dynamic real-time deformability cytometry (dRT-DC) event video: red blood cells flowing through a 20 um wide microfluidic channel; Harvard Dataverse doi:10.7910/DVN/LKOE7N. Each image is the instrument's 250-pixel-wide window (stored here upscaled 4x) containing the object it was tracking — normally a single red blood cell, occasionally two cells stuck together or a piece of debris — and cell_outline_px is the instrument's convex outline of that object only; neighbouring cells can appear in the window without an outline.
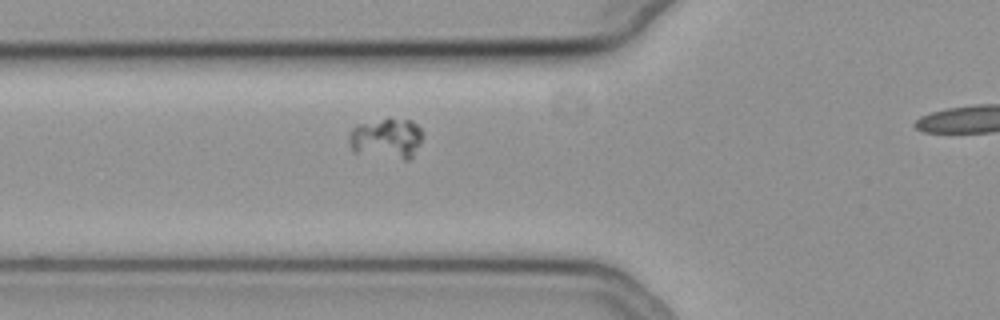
{"species": "common noctule bat (a hibernating species)", "species_latin": "Nyctalus noctula", "temperature_condition": "cold", "stored_images_in_passage": 34, "camera_frame_rate_fps": 3000, "um_per_image_px": 0.085, "animal": {"sex": "female", "body_mass_g": 19.3, "forearm_length_mm": 54.1}, "frame": {"image": 1, "passage_image": 6, "time_ms": 1.667, "image_size_px": [1000, 320], "cell_outline_px": [[424, 132], [420, 144], [412, 156], [408, 160], [404, 160], [352, 152], [348, 140], [348, 132], [356, 124], [384, 120], [412, 120]], "centroid_in_image_um": [32.83, 11.79], "position_along_channel_um": 93.0, "area_um2": 17.4}}
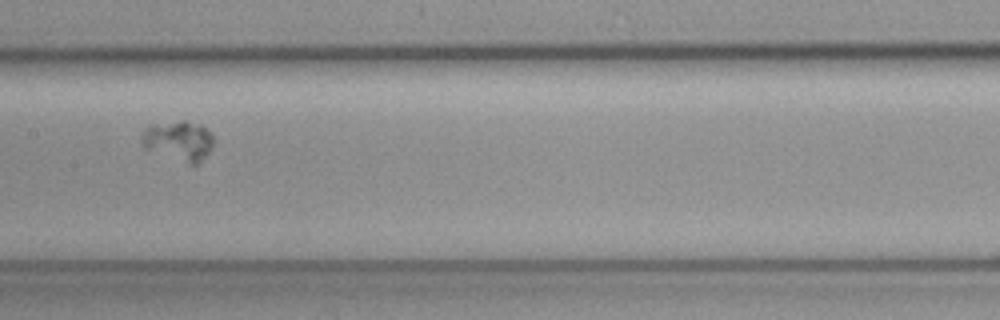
{"frame": {"image": 2, "passage_image": 14, "time_ms": 4.333, "image_size_px": [1000, 320], "cell_outline_px": [[212, 148], [196, 164], [188, 164], [144, 148], [140, 136], [144, 128], [148, 124], [180, 120], [184, 120], [200, 124], [208, 128], [212, 136]], "centroid_in_image_um": [15.14, 11.92], "position_along_channel_um": 192.3, "area_um2": 16.88}}
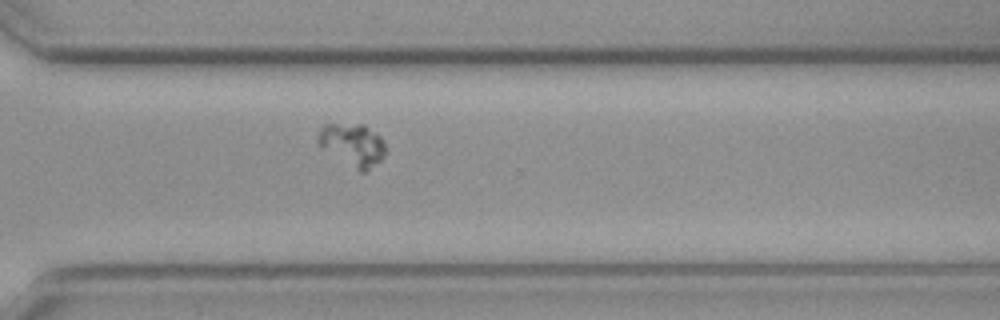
{"frame": {"image": 3, "passage_image": 26, "time_ms": 8.333, "image_size_px": [1000, 320], "cell_outline_px": [[384, 156], [380, 160], [364, 172], [360, 172], [320, 148], [316, 140], [316, 136], [320, 128], [324, 124], [364, 124], [376, 132], [380, 136], [384, 144]], "centroid_in_image_um": [29.91, 12.29], "position_along_channel_um": 340.7, "area_um2": 16.82}}